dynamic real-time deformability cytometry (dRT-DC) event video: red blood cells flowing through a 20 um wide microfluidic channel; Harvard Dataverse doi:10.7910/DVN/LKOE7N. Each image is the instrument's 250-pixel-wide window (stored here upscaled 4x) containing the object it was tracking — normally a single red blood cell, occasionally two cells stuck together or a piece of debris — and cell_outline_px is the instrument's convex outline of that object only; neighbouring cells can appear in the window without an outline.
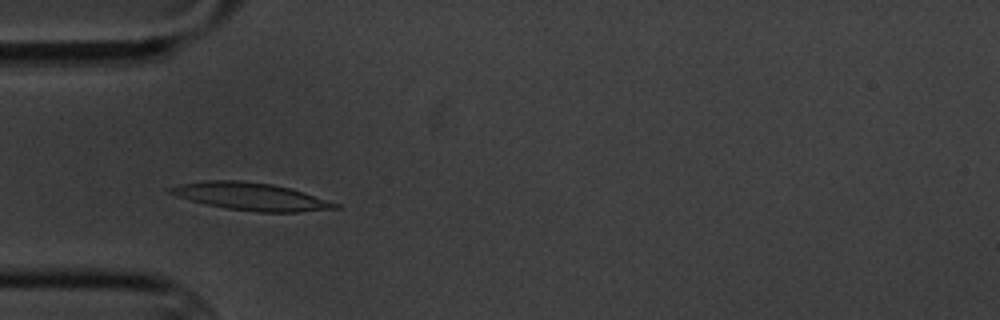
{"species": "common noctule bat (a hibernating species)", "species_latin": "Nyctalus noctula", "temperature_condition": "cold", "stored_images_in_passage": 2, "camera_frame_rate_fps": 3000, "um_per_image_px": 0.085, "animal": {"sex": "male", "body_mass_g": 20.1, "forearm_length_mm": 53.5}, "frame": {"image": 1, "passage_image": 2, "time_ms": 1.333, "image_size_px": [1000, 320], "cell_outline_px": [[340, 208], [300, 212], [256, 212], [228, 208], [208, 204], [192, 200], [168, 192], [164, 188], [180, 184], [204, 180], [240, 180], [272, 184], [304, 192], [340, 204]], "centroid_in_image_um": [21.34, 16.69], "position_along_channel_um": 63.7, "area_um2": 26.24}}